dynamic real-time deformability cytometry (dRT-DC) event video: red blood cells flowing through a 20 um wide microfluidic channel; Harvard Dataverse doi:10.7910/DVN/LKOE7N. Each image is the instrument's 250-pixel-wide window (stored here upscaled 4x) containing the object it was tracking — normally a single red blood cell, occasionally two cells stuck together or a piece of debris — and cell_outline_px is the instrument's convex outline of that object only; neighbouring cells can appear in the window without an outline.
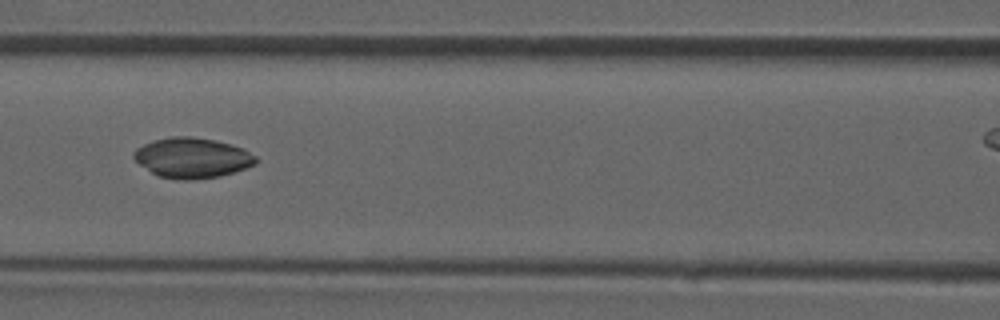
{"species": "common noctule bat (a hibernating species)", "species_latin": "Nyctalus noctula", "temperature_condition": "room temperature", "stored_images_in_passage": 28, "camera_frame_rate_fps": 3000, "um_per_image_px": 0.085, "animal": {"sex": "male", "forearm_length_mm": 52.5}, "frame": {"image": 1, "passage_image": 9, "time_ms": 2.667, "image_size_px": [1000, 320], "cell_outline_px": [[256, 164], [220, 176], [192, 180], [180, 180], [160, 176], [152, 172], [140, 164], [132, 156], [132, 152], [136, 148], [144, 144], [156, 140], [172, 136], [192, 136], [216, 140], [244, 148], [256, 156]], "centroid_in_image_um": [16.34, 13.41], "position_along_channel_um": 150.3, "area_um2": 28.5}}